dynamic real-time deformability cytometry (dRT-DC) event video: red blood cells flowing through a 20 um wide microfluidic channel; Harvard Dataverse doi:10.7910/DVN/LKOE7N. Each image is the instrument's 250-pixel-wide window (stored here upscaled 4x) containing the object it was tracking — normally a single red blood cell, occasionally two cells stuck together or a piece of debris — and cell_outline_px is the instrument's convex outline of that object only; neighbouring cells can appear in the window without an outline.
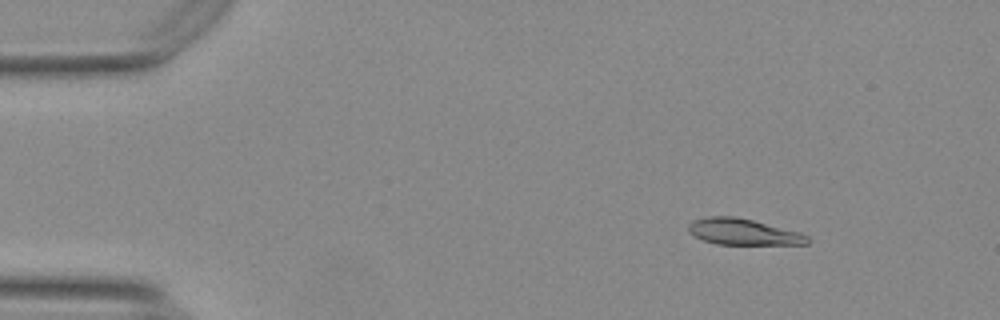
{"species": "Egyptian fruit bat (a non-hibernating species)", "species_latin": "Rousettus aegyptiacus", "temperature_condition": "warm", "stored_images_in_passage": 10, "camera_frame_rate_fps": 3000, "um_per_image_px": 0.085, "animal": {"sex": "female"}, "frame": {"image": 1, "passage_image": 2, "time_ms": 0.333, "image_size_px": [1000, 320], "cell_outline_px": [[808, 244], [716, 244], [704, 240], [688, 232], [688, 224], [692, 220], [708, 216], [732, 216], [752, 220], [800, 232], [808, 236]], "centroid_in_image_um": [63.14, 19.7], "position_along_channel_um": 21.9, "area_um2": 17.98}}